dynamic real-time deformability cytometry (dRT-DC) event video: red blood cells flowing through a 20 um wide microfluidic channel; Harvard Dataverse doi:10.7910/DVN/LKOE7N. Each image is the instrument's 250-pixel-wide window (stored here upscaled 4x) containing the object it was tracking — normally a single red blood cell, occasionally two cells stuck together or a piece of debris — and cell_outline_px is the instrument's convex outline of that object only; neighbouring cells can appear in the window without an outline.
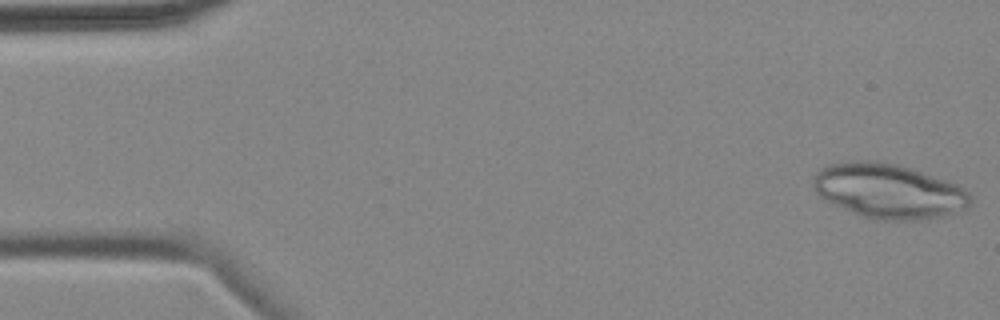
{"species": "common noctule bat (a hibernating species)", "species_latin": "Nyctalus noctula", "temperature_condition": "cold", "stored_images_in_passage": 5, "camera_frame_rate_fps": 3000, "um_per_image_px": 0.085, "animal": {"sex": "female", "body_mass_g": 18.4}, "frame": {"image": 1, "passage_image": 1, "time_ms": 0.0, "image_size_px": [1000, 320], "cell_outline_px": [[972, 204], [964, 212], [944, 216], [920, 220], [880, 220], [860, 216], [820, 196], [812, 188], [812, 176], [820, 168], [828, 164], [852, 160], [876, 160], [896, 164], [912, 168], [956, 184], [964, 188], [972, 196]], "centroid_in_image_um": [75.57, 16.23], "position_along_channel_um": 9.4, "area_um2": 50.69}}